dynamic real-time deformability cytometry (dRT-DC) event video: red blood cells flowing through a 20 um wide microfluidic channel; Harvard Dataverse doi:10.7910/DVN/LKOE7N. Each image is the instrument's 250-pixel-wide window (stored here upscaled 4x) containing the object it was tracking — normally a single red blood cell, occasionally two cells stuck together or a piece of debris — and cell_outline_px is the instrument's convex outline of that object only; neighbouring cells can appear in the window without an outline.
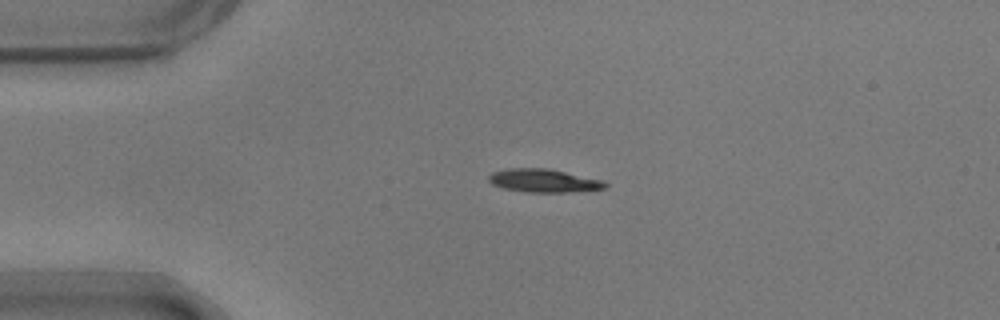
{"species": "common noctule bat (a hibernating species)", "species_latin": "Nyctalus noctula", "temperature_condition": "warm", "stored_images_in_passage": 43, "camera_frame_rate_fps": 3000, "um_per_image_px": 0.085, "animal": {"sex": "male", "body_mass_g": 17.9}, "frame": {"image": 1, "passage_image": 1, "time_ms": 0.0, "image_size_px": [1000, 320], "cell_outline_px": [[608, 188], [568, 192], [524, 192], [500, 188], [492, 184], [488, 180], [488, 176], [492, 172], [512, 168], [548, 168], [604, 180], [608, 184]], "centroid_in_image_um": [46.22, 15.36], "position_along_channel_um": 38.8, "area_um2": 15.95}}
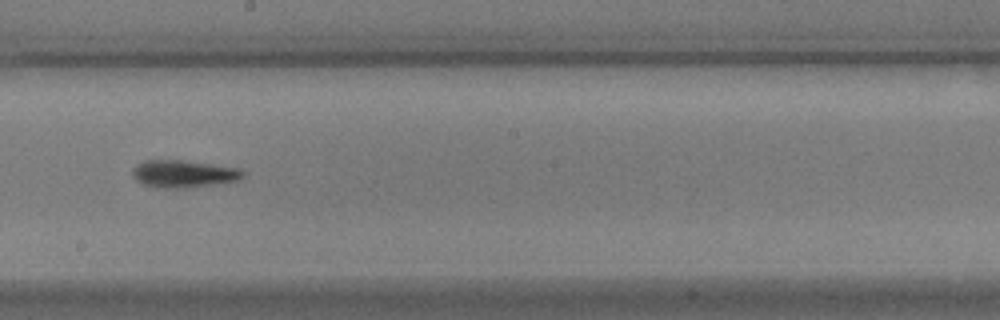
{"frame": {"image": 2, "passage_image": 19, "time_ms": 6.0, "image_size_px": [1000, 320], "cell_outline_px": [[244, 176], [240, 180], [212, 184], [180, 188], [164, 188], [144, 184], [136, 180], [132, 176], [132, 168], [136, 164], [144, 160], [180, 160], [212, 164], [240, 168], [244, 172]], "centroid_in_image_um": [15.59, 14.76], "position_along_channel_um": 232.6, "area_um2": 17.51}}
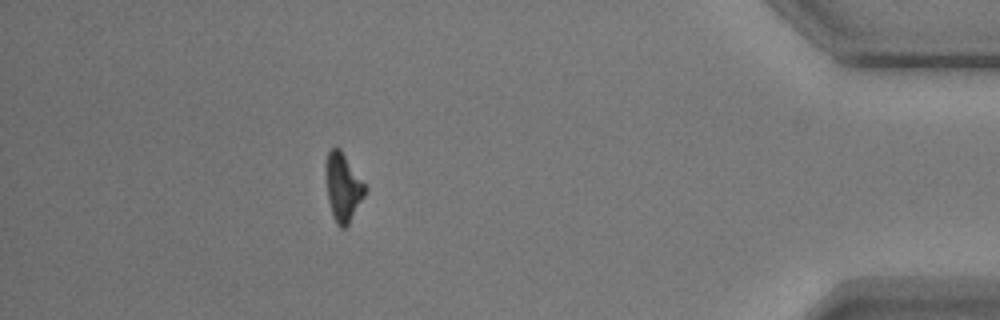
{"frame": {"image": 3, "passage_image": 37, "time_ms": 12.0, "image_size_px": [1000, 320], "cell_outline_px": [[368, 188], [364, 196], [348, 224], [344, 228], [340, 228], [336, 224], [332, 216], [328, 200], [324, 172], [324, 164], [328, 152], [332, 148], [340, 148]], "centroid_in_image_um": [29.12, 15.9], "position_along_channel_um": 406.1, "area_um2": 15.78}, "authors_computed_cell_mechanics": {"area_um2": 16.4152, "velocity_mm_per_s": 3.7099, "shape_relaxation_time_tau1_ms": 3.6122, "shape_relaxation_time_tau2_ms": 9.0613, "deformation_change_tau1": 0.1711, "deformation_change_tau2": 0.1885}}